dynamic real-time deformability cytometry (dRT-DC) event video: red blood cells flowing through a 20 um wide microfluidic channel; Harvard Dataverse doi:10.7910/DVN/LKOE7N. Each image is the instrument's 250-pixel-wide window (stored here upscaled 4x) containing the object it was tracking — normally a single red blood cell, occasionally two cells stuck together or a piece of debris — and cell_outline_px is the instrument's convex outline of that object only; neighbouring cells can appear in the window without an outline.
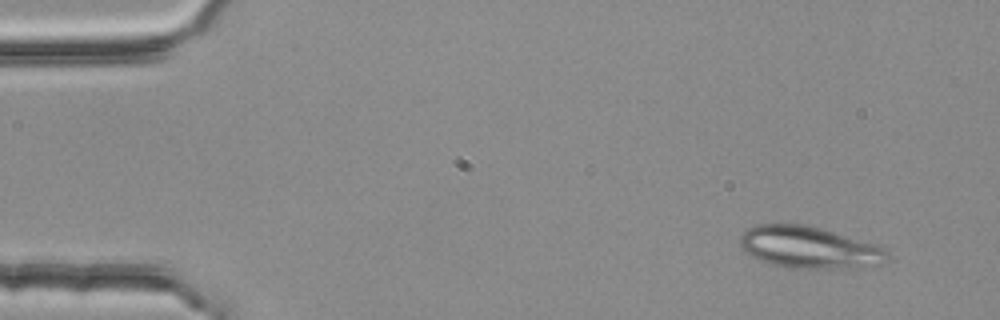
{"species": "common noctule bat (a hibernating species)", "species_latin": "Nyctalus noctula", "temperature_condition": "room temperature", "stored_images_in_passage": 6, "camera_frame_rate_fps": 3000, "um_per_image_px": 0.085, "animal": {"sex": "female", "body_mass_g": 25.1}, "frame": {"image": 1, "passage_image": 2, "time_ms": 0.333, "image_size_px": [1000, 320], "cell_outline_px": [[888, 256], [880, 264], [840, 268], [788, 268], [772, 264], [760, 260], [744, 252], [740, 248], [740, 236], [748, 228], [756, 224], [800, 224], [820, 228], [876, 244], [884, 248], [888, 252]], "centroid_in_image_um": [68.72, 21.02], "position_along_channel_um": 16.3, "area_um2": 35.6}}